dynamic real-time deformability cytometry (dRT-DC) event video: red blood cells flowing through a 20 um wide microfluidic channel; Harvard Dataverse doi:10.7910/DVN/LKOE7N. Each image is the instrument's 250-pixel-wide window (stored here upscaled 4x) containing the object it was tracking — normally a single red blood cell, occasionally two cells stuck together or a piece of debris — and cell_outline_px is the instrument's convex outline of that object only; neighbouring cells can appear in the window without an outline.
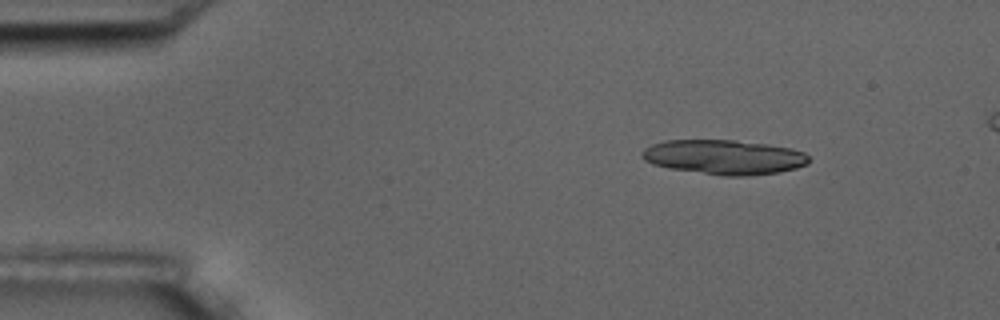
{"species": "common noctule bat (a hibernating species)", "species_latin": "Nyctalus noctula", "temperature_condition": "room temperature", "stored_images_in_passage": 5, "camera_frame_rate_fps": 3000, "um_per_image_px": 0.085, "animal": {"sex": "male", "body_mass_g": 17.5, "forearm_length_mm": 52.3}, "frame": {"image": 1, "passage_image": 5, "time_ms": 5.333, "image_size_px": [1000, 320], "cell_outline_px": [[808, 164], [796, 168], [780, 172], [748, 176], [724, 176], [668, 168], [652, 164], [644, 160], [640, 156], [640, 152], [644, 148], [652, 144], [664, 140], [736, 140], [768, 144], [792, 148], [804, 152], [808, 156]], "centroid_in_image_um": [61.53, 13.35], "position_along_channel_um": 23.5, "area_um2": 33.99}}